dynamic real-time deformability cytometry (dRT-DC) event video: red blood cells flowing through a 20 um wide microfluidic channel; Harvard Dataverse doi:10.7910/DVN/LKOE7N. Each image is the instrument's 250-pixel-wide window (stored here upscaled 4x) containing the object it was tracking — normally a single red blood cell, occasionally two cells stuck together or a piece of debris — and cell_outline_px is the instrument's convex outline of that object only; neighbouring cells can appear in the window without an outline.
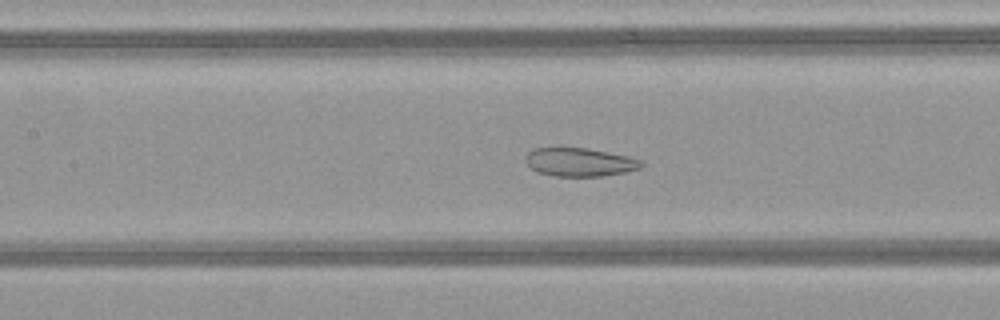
{"species": "common noctule bat (a hibernating species)", "species_latin": "Nyctalus noctula", "temperature_condition": "warm", "stored_images_in_passage": 50, "camera_frame_rate_fps": 3000, "um_per_image_px": 0.085, "animal": {"sex": "female", "body_mass_g": 21.9}, "frame": {"image": 1, "passage_image": 23, "time_ms": 7.333, "image_size_px": [1000, 320], "cell_outline_px": [[644, 164], [640, 168], [624, 172], [600, 176], [552, 176], [536, 172], [524, 160], [524, 156], [532, 148], [556, 144], [588, 148], [628, 156], [640, 160]], "centroid_in_image_um": [49.16, 13.72], "position_along_channel_um": 158.2, "area_um2": 20.0}}
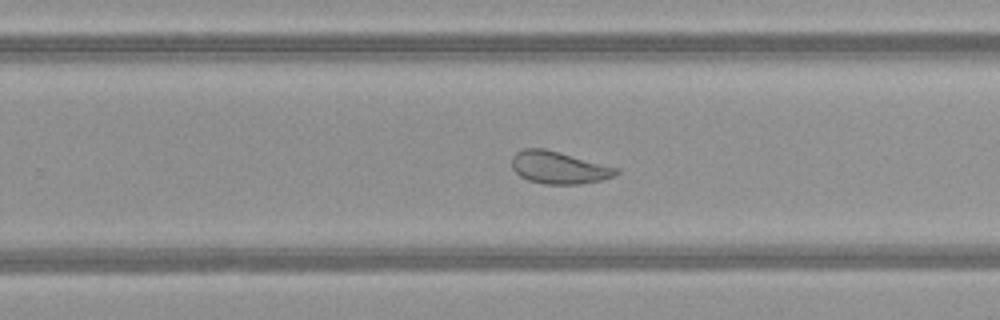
{"frame": {"image": 2, "passage_image": 32, "time_ms": 10.333, "image_size_px": [1000, 320], "cell_outline_px": [[620, 172], [616, 176], [600, 180], [580, 184], [544, 184], [528, 180], [520, 176], [512, 168], [512, 156], [516, 152], [524, 148], [544, 148], [620, 168]], "centroid_in_image_um": [47.52, 14.24], "position_along_channel_um": 282.3, "area_um2": 19.77}}
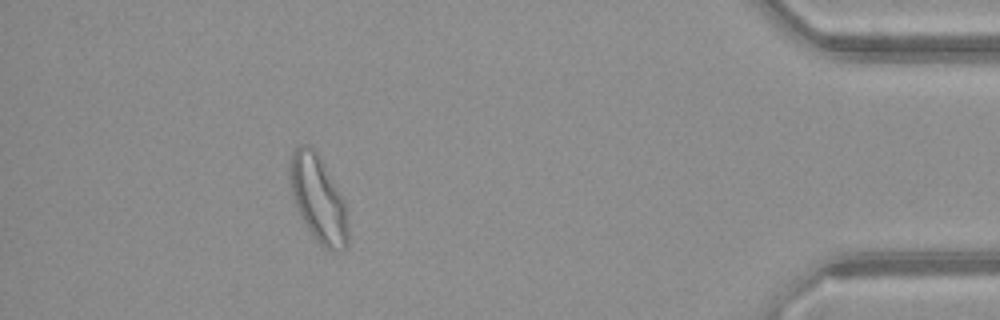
{"frame": {"image": 3, "passage_image": 45, "time_ms": 14.667, "image_size_px": [1000, 320], "cell_outline_px": [[348, 244], [340, 252], [332, 252], [324, 248], [316, 240], [300, 216], [296, 208], [292, 196], [288, 180], [288, 164], [292, 152], [300, 144], [308, 144], [316, 148], [344, 200], [348, 224]], "centroid_in_image_um": [27.02, 16.87], "position_along_channel_um": 408.2, "area_um2": 30.0}, "authors_computed_cell_mechanics": {"area_um2": 26.7036, "velocity_mm_per_s": 4.156, "shape_relaxation_time_tau1_ms": null, "shape_relaxation_time_tau2_ms": 1.7185, "deformation_change_tau1": null, "deformation_change_tau2": 0.0942}}